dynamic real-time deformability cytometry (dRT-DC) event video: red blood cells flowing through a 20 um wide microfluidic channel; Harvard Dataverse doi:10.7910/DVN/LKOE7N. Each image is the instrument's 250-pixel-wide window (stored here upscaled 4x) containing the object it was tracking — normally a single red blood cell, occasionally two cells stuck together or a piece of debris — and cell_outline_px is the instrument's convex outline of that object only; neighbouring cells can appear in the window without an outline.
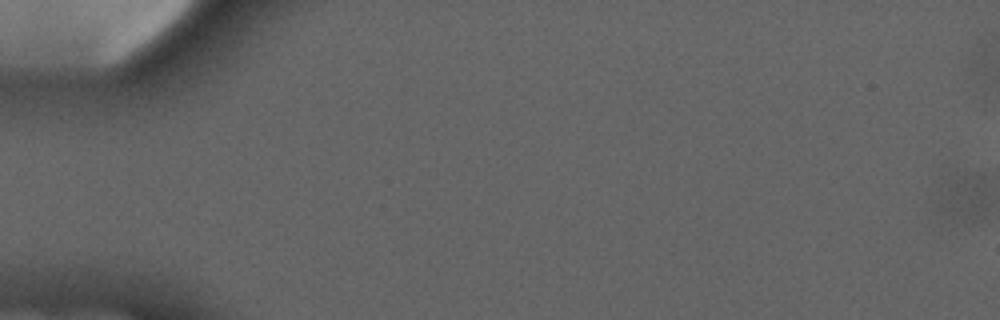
{"species": "common noctule bat (a hibernating species)", "species_latin": "Nyctalus noctula", "temperature_condition": "cold", "stored_images_in_passage": 1, "camera_frame_rate_fps": 3000, "um_per_image_px": 0.085, "animal": {"sex": "male", "forearm_length_mm": 52.5}, "frame": {"image": 1, "passage_image": 1, "time_ms": 0.0, "image_size_px": [1000, 320], "cell_outline_px": [[984, 216], [972, 220], [952, 216], [940, 208], [940, 200], [948, 188], [964, 176], [976, 172], [980, 176], [984, 188]], "centroid_in_image_um": [82.03, 16.84], "position_along_channel_um": 3.0, "area_um2": 11.16}}